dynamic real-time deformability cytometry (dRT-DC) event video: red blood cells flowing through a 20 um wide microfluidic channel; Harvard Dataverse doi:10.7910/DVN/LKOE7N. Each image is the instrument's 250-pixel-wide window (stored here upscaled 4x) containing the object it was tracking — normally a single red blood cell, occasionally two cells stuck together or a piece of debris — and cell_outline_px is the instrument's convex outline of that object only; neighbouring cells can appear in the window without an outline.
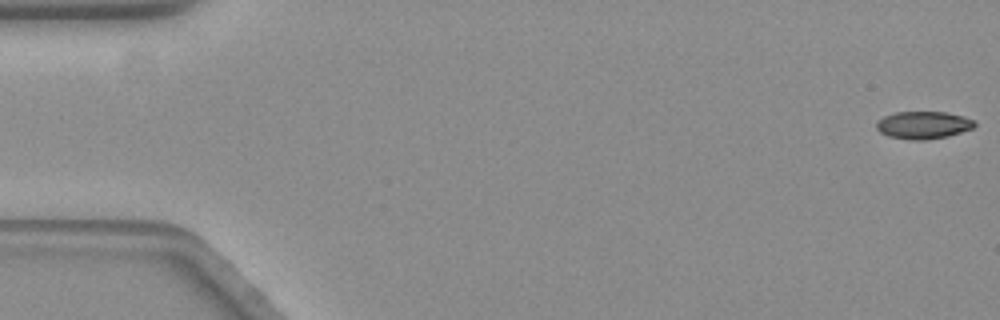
{"species": "common noctule bat (a hibernating species)", "species_latin": "Nyctalus noctula", "temperature_condition": "warm", "stored_images_in_passage": 32, "camera_frame_rate_fps": 3000, "um_per_image_px": 0.085, "animal": {"sex": "female", "body_mass_g": 19.3, "forearm_length_mm": 54.1}, "frame": {"image": 1, "passage_image": 1, "time_ms": 0.0, "image_size_px": [1000, 320], "cell_outline_px": [[976, 124], [972, 128], [948, 136], [924, 140], [912, 140], [888, 136], [880, 132], [876, 128], [876, 124], [884, 116], [896, 112], [944, 112], [964, 116], [972, 120]], "centroid_in_image_um": [78.47, 10.63], "position_along_channel_um": 6.5, "area_um2": 15.55}}
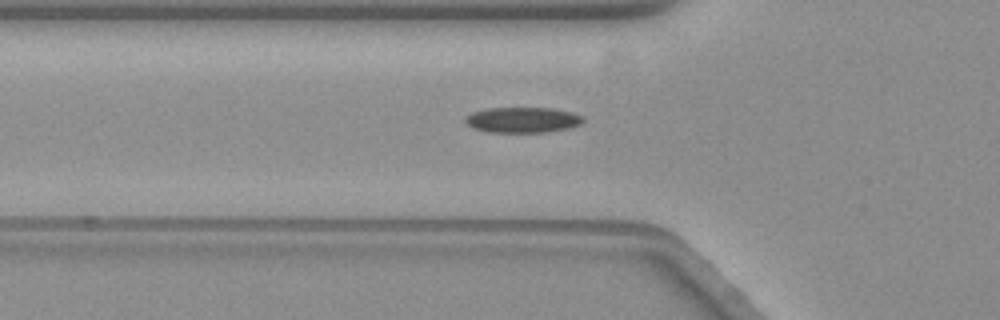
{"frame": {"image": 2, "passage_image": 20, "time_ms": 6.333, "image_size_px": [1000, 320], "cell_outline_px": [[584, 120], [580, 124], [568, 128], [548, 132], [488, 132], [472, 128], [464, 120], [464, 116], [472, 112], [488, 108], [552, 108], [572, 112], [584, 116]], "centroid_in_image_um": [44.41, 10.19], "position_along_channel_um": 81.4, "area_um2": 17.63}}
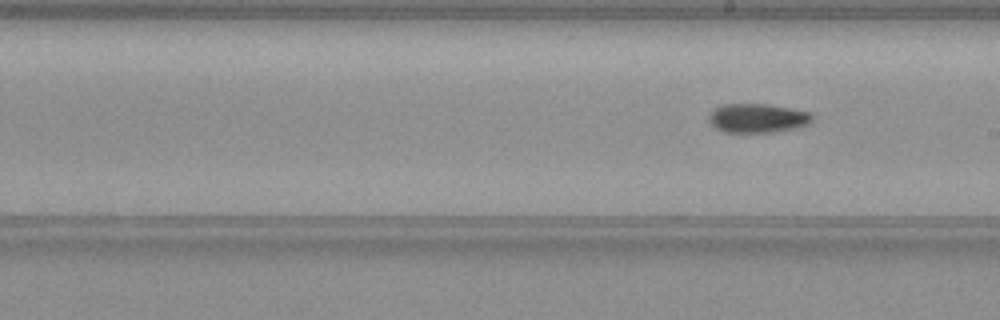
{"frame": {"image": 3, "passage_image": 32, "time_ms": 10.333, "image_size_px": [1000, 320], "cell_outline_px": [[812, 120], [808, 124], [800, 128], [776, 132], [724, 132], [716, 128], [712, 124], [708, 116], [716, 108], [724, 104], [768, 104], [808, 112], [812, 116]], "centroid_in_image_um": [64.41, 10.05], "position_along_channel_um": 224.6, "area_um2": 17.4}}